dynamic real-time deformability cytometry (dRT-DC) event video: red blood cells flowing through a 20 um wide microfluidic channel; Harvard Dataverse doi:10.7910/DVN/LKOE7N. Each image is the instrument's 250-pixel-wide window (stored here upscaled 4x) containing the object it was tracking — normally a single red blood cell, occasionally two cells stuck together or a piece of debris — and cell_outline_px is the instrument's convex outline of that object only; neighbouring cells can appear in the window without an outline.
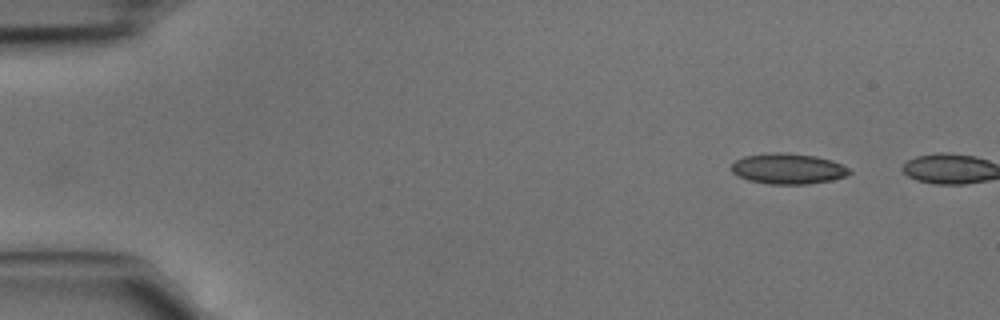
{"species": "common noctule bat (a hibernating species)", "species_latin": "Nyctalus noctula", "temperature_condition": "cold", "stored_images_in_passage": 2, "camera_frame_rate_fps": 3000, "um_per_image_px": 0.085, "animal": {"sex": "male", "body_mass_g": 15.6}, "frame": {"image": 1, "passage_image": 1, "time_ms": 0.0, "image_size_px": [1000, 320], "cell_outline_px": [[852, 172], [844, 176], [832, 180], [808, 184], [768, 184], [748, 180], [732, 172], [732, 164], [736, 160], [744, 156], [772, 152], [780, 152], [816, 156], [832, 160], [848, 168]], "centroid_in_image_um": [66.98, 14.34], "position_along_channel_um": 18.0, "area_um2": 20.92}}